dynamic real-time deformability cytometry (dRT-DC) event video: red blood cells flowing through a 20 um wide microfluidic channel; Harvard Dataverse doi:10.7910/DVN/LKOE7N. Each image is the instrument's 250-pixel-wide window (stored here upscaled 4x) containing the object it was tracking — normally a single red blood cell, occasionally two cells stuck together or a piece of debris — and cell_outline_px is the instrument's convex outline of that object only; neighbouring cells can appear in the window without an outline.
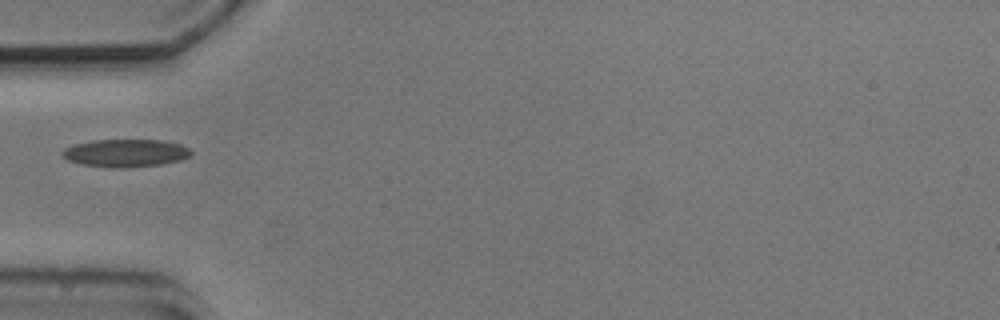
{"species": "common noctule bat (a hibernating species)", "species_latin": "Nyctalus noctula", "temperature_condition": "cold", "stored_images_in_passage": 2, "camera_frame_rate_fps": 3000, "um_per_image_px": 0.085, "animal": {"sex": "male", "body_mass_g": 20.5, "forearm_length_mm": 52.5}, "frame": {"image": 1, "passage_image": 1, "time_ms": 0.0, "image_size_px": [1000, 320], "cell_outline_px": [[192, 152], [188, 156], [180, 160], [160, 164], [124, 168], [108, 168], [80, 164], [68, 160], [60, 152], [64, 148], [76, 144], [92, 140], [160, 140], [180, 144], [188, 148]], "centroid_in_image_um": [10.63, 13.01], "position_along_channel_um": 74.4, "area_um2": 20.75}}